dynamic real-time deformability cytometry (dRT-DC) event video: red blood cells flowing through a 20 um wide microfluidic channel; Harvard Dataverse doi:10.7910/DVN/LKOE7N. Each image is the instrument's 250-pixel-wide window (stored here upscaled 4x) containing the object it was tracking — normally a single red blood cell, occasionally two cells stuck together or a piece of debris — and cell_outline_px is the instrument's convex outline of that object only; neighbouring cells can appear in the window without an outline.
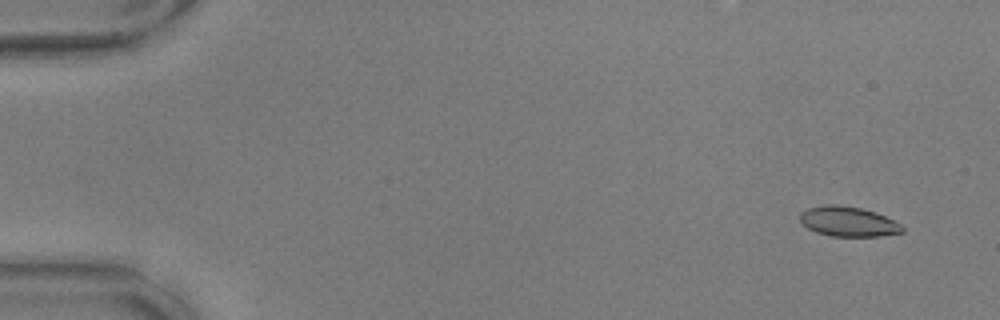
{"species": "common noctule bat (a hibernating species)", "species_latin": "Nyctalus noctula", "temperature_condition": "warm", "stored_images_in_passage": 22, "camera_frame_rate_fps": 3000, "um_per_image_px": 0.085, "animal": {"sex": "male", "body_mass_g": 17.9, "forearm_length_mm": 54.2}, "frame": {"image": 1, "passage_image": 4, "time_ms": 1.0, "image_size_px": [1000, 320], "cell_outline_px": [[904, 232], [880, 236], [832, 236], [816, 232], [808, 228], [800, 220], [800, 212], [808, 208], [824, 204], [836, 204], [860, 208], [876, 212], [900, 224], [904, 228]], "centroid_in_image_um": [72.09, 18.83], "position_along_channel_um": 12.9, "area_um2": 17.74}}
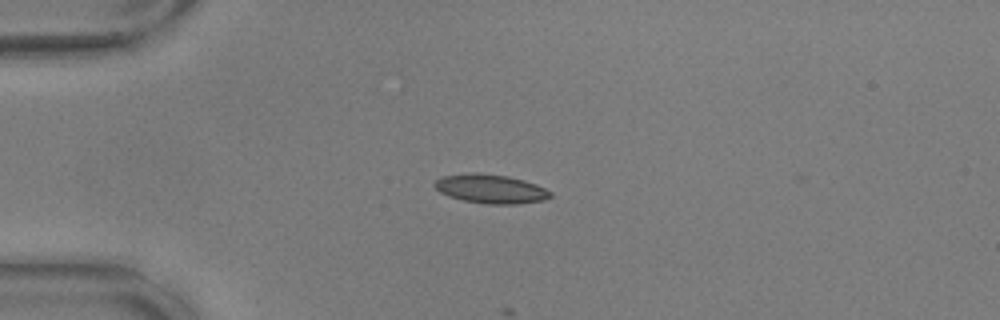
{"frame": {"image": 2, "passage_image": 15, "time_ms": 4.667, "image_size_px": [1000, 320], "cell_outline_px": [[552, 196], [544, 200], [516, 204], [488, 204], [464, 200], [448, 196], [440, 192], [432, 184], [436, 180], [444, 176], [472, 172], [480, 172], [508, 176], [524, 180], [536, 184], [552, 192]], "centroid_in_image_um": [41.71, 16.04], "position_along_channel_um": 43.3, "area_um2": 19.59}}